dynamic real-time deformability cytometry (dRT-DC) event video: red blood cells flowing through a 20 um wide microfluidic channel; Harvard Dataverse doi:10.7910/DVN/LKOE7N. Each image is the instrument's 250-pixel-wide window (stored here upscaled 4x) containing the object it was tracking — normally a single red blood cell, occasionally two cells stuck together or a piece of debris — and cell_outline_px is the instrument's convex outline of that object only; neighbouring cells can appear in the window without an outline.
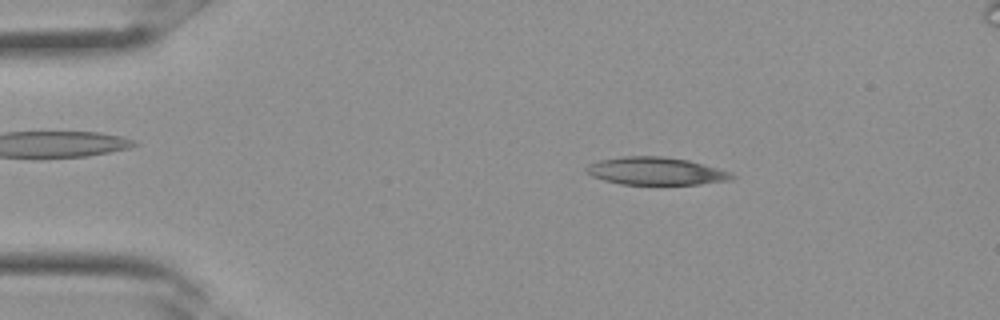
{"species": "Egyptian fruit bat (a non-hibernating species)", "species_latin": "Rousettus aegyptiacus", "temperature_condition": "room temperature", "stored_images_in_passage": 11, "camera_frame_rate_fps": 3000, "um_per_image_px": 0.085, "frame": {"image": 1, "passage_image": 5, "time_ms": 1.333, "image_size_px": [1000, 320], "cell_outline_px": [[736, 176], [732, 180], [700, 184], [620, 184], [604, 180], [592, 176], [584, 172], [584, 168], [588, 164], [600, 160], [624, 156], [664, 156], [688, 160], [732, 172]], "centroid_in_image_um": [55.74, 14.54], "position_along_channel_um": 29.3, "area_um2": 23.58}}
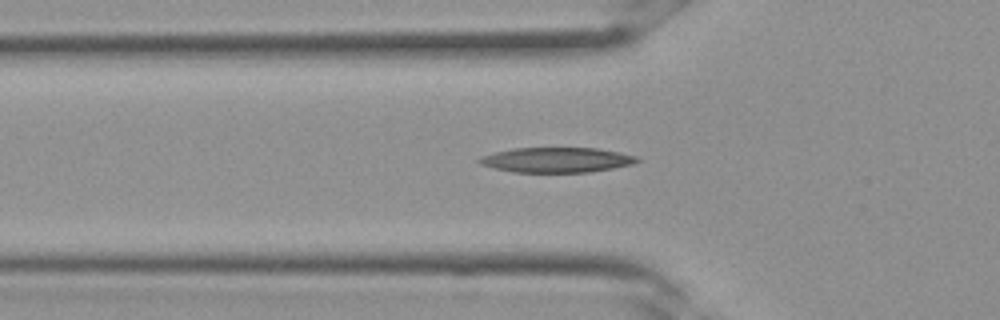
{"frame": {"image": 2, "passage_image": 10, "time_ms": 3.0, "image_size_px": [1000, 320], "cell_outline_px": [[640, 160], [632, 164], [612, 168], [588, 172], [512, 172], [480, 164], [476, 160], [480, 156], [512, 148], [596, 148], [620, 152], [636, 156]], "centroid_in_image_um": [47.29, 13.59], "position_along_channel_um": 78.5, "area_um2": 22.89}}